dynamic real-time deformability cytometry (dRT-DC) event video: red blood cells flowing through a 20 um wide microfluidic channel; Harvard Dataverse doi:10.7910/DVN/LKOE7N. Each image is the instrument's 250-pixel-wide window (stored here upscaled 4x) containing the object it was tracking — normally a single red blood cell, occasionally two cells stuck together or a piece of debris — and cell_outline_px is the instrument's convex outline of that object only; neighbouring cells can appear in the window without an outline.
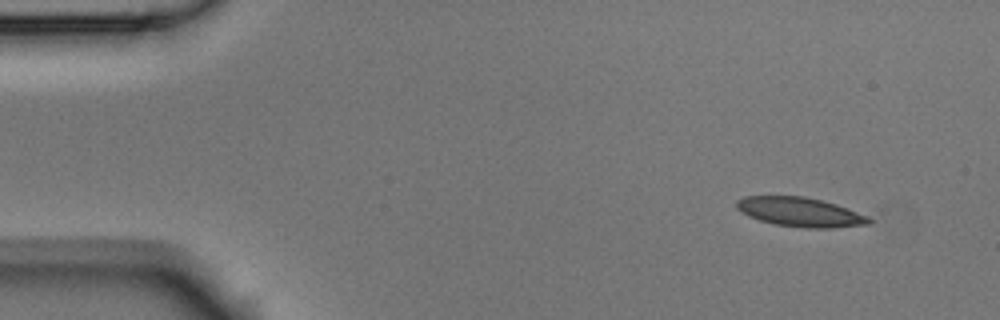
{"species": "Egyptian fruit bat (a non-hibernating species)", "species_latin": "Rousettus aegyptiacus", "temperature_condition": "room temperature", "stored_images_in_passage": 4, "camera_frame_rate_fps": 3000, "um_per_image_px": 0.085, "animal": {"sex": "male"}, "frame": {"image": 1, "passage_image": 1, "time_ms": 0.0, "image_size_px": [1000, 320], "cell_outline_px": [[872, 220], [868, 224], [828, 228], [808, 228], [776, 224], [760, 220], [748, 216], [740, 212], [736, 208], [736, 200], [744, 196], [804, 196], [836, 204], [848, 208], [868, 216]], "centroid_in_image_um": [67.98, 18.01], "position_along_channel_um": 17.0, "area_um2": 22.48}}
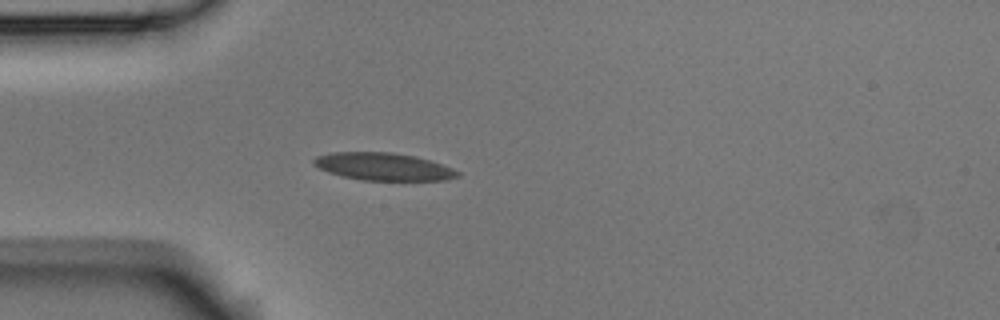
{"frame": {"image": 2, "passage_image": 4, "time_ms": 1.0, "image_size_px": [1000, 320], "cell_outline_px": [[460, 176], [444, 180], [364, 180], [344, 176], [328, 172], [312, 164], [312, 160], [316, 156], [332, 152], [392, 152], [416, 156], [452, 168], [460, 172]], "centroid_in_image_um": [32.57, 14.15], "position_along_channel_um": 52.4, "area_um2": 22.95}}